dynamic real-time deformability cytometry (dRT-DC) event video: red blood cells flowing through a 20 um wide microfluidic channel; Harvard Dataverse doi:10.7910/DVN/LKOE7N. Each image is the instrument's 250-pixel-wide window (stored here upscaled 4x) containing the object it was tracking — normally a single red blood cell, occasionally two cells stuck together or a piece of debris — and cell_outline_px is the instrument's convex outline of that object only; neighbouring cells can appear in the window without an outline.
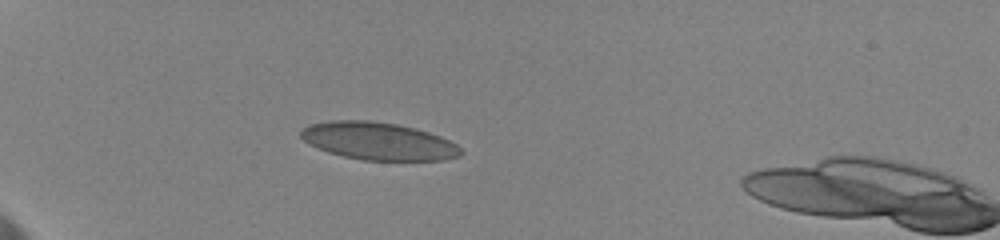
{"species": "human", "species_latin": "Homo sapiens", "temperature_condition": "cold", "stored_images_in_passage": 11, "camera_frame_rate_fps": 3000, "um_per_image_px": 0.085, "donor": {"sex": "female"}, "frame": {"image": 1, "passage_image": 7, "time_ms": 5.667, "image_size_px": [1000, 240], "cell_outline_px": [[464, 152], [460, 156], [444, 160], [364, 160], [344, 156], [328, 152], [308, 144], [300, 136], [300, 132], [308, 124], [328, 120], [368, 120], [396, 124], [428, 132], [440, 136], [456, 144]], "centroid_in_image_um": [32.14, 11.99], "position_along_channel_um": 52.9, "area_um2": 34.97}}
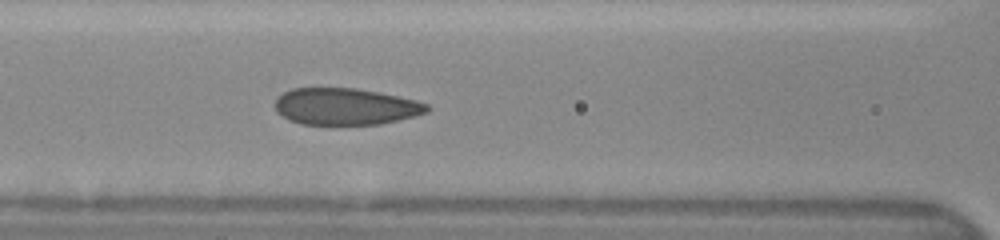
{"frame": {"image": 2, "passage_image": 11, "time_ms": 9.0, "image_size_px": [1000, 240], "cell_outline_px": [[432, 108], [428, 112], [416, 116], [380, 124], [300, 124], [288, 120], [276, 112], [276, 96], [292, 88], [356, 88], [416, 100], [428, 104]], "centroid_in_image_um": [29.36, 9.06], "position_along_channel_um": 137.2, "area_um2": 32.6}}